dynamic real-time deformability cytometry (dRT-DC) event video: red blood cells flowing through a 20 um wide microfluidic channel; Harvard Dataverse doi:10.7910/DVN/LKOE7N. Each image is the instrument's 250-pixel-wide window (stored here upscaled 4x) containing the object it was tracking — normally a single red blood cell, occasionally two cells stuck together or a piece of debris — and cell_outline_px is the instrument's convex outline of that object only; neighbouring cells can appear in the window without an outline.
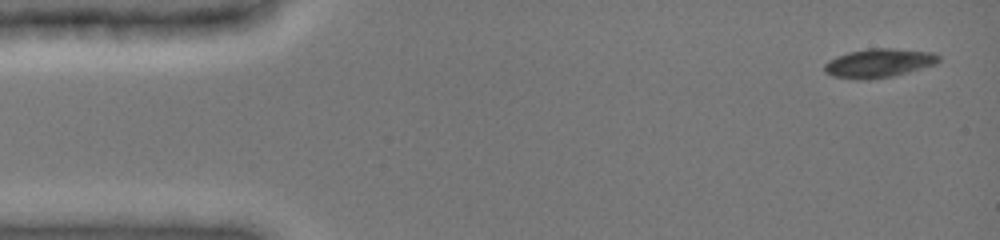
{"species": "common noctule bat (a hibernating species)", "species_latin": "Nyctalus noctula", "temperature_condition": "cold", "stored_images_in_passage": 17, "camera_frame_rate_fps": 3000, "um_per_image_px": 0.085, "animal": {"sex": "female", "body_mass_g": 19.0, "forearm_length_mm": 51.5}, "frame": {"image": 1, "passage_image": 1, "time_ms": 0.0, "image_size_px": [1000, 240], "cell_outline_px": [[940, 60], [936, 64], [892, 76], [868, 80], [860, 80], [832, 76], [824, 72], [824, 64], [828, 60], [836, 56], [848, 52], [868, 48], [892, 48], [932, 52], [940, 56]], "centroid_in_image_um": [74.66, 5.36], "position_along_channel_um": 10.3, "area_um2": 19.31}}
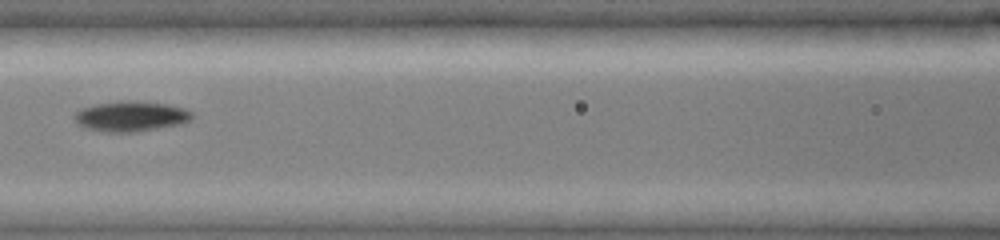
{"frame": {"image": 2, "passage_image": 13, "time_ms": 6.333, "image_size_px": [1000, 240], "cell_outline_px": [[192, 116], [184, 124], [136, 132], [104, 132], [88, 128], [80, 124], [72, 116], [80, 108], [96, 104], [120, 100], [128, 100], [168, 104], [184, 108], [192, 112]], "centroid_in_image_um": [11.13, 9.88], "position_along_channel_um": 155.5, "area_um2": 20.81}}
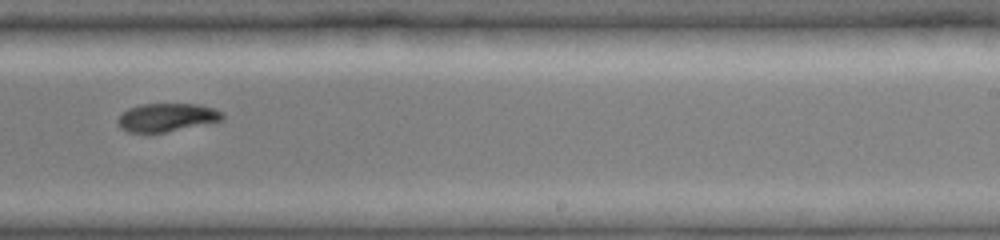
{"frame": {"image": 3, "passage_image": 17, "time_ms": 9.333, "image_size_px": [1000, 240], "cell_outline_px": [[224, 120], [164, 132], [128, 132], [120, 128], [116, 120], [128, 108], [140, 104], [200, 104], [224, 112]], "centroid_in_image_um": [14.18, 9.97], "position_along_channel_um": 274.8, "area_um2": 17.17}}